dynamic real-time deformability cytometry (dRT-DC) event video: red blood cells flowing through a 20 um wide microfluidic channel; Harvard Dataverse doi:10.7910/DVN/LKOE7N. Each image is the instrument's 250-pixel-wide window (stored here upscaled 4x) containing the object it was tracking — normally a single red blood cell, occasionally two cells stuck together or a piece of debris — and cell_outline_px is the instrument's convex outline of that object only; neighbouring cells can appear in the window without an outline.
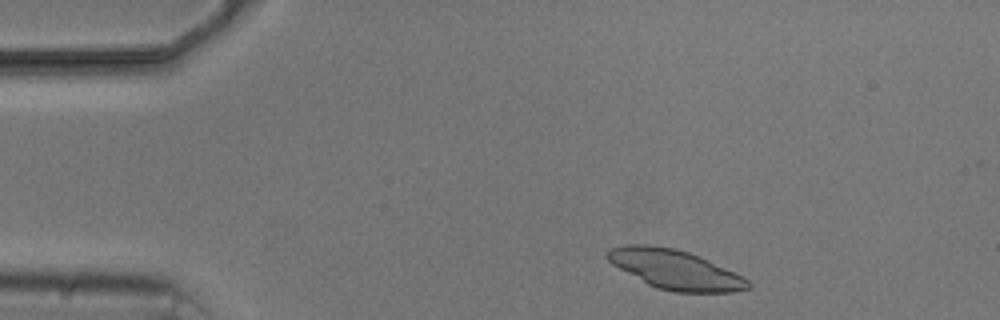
{"species": "common noctule bat (a hibernating species)", "species_latin": "Nyctalus noctula", "temperature_condition": "cold", "stored_images_in_passage": 4, "camera_frame_rate_fps": 3000, "um_per_image_px": 0.085, "animal": {"sex": "male", "body_mass_g": 20.5, "forearm_length_mm": 52.5}, "frame": {"image": 1, "passage_image": 1, "time_ms": 0.0, "image_size_px": [1000, 320], "cell_outline_px": [[752, 288], [732, 292], [672, 292], [656, 288], [648, 284], [612, 264], [604, 256], [612, 248], [624, 244], [644, 244], [672, 248], [688, 252], [700, 256], [744, 276], [752, 284]], "centroid_in_image_um": [57.42, 22.92], "position_along_channel_um": 27.6, "area_um2": 32.25}}